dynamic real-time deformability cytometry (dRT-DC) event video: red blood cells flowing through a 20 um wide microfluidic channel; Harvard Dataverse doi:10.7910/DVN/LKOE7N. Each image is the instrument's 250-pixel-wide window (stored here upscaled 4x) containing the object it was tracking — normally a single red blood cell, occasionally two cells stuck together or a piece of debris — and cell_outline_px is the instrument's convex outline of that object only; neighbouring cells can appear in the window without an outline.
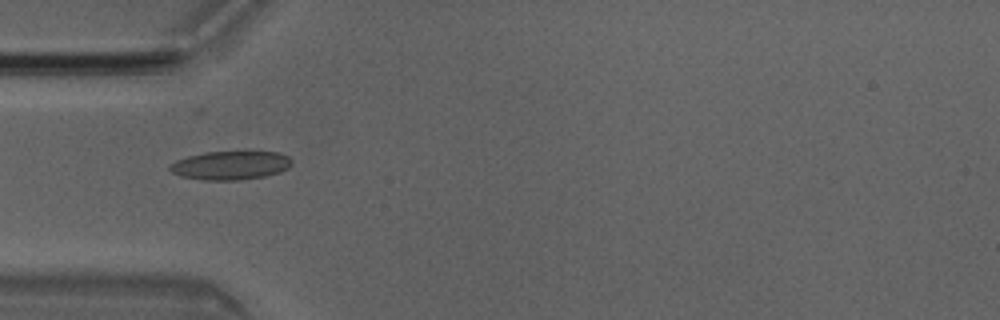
{"species": "Egyptian fruit bat (a non-hibernating species)", "species_latin": "Rousettus aegyptiacus", "temperature_condition": "room temperature", "stored_images_in_passage": 4, "camera_frame_rate_fps": 3000, "um_per_image_px": 0.085, "animal": {"sex": "male"}, "frame": {"image": 1, "passage_image": 1, "time_ms": 0.0, "image_size_px": [1000, 320], "cell_outline_px": [[292, 164], [288, 168], [280, 172], [264, 176], [240, 180], [200, 180], [180, 176], [172, 172], [168, 168], [176, 160], [188, 156], [204, 152], [248, 148], [280, 152], [288, 156], [292, 160]], "centroid_in_image_um": [19.66, 13.99], "position_along_channel_um": 65.3, "area_um2": 21.5}}